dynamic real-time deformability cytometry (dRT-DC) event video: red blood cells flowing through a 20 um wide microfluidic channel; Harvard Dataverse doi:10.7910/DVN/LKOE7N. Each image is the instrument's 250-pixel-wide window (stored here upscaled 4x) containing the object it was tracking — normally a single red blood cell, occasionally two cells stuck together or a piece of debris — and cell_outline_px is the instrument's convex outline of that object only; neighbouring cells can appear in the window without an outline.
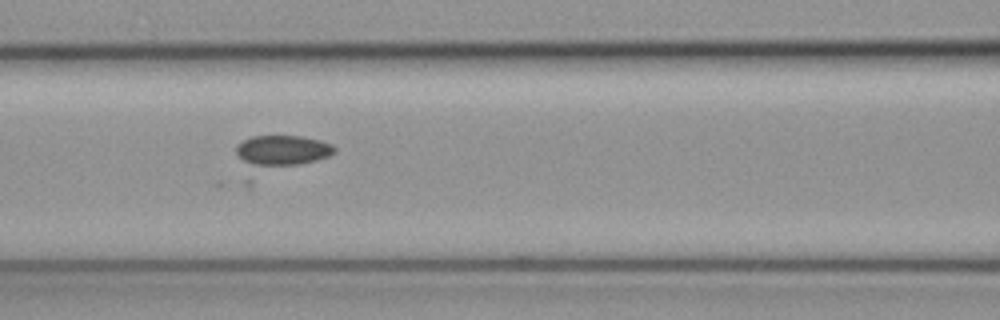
{"species": "common noctule bat (a hibernating species)", "species_latin": "Nyctalus noctula", "temperature_condition": "cold", "stored_images_in_passage": 38, "camera_frame_rate_fps": 3000, "um_per_image_px": 0.085, "animal": {"sex": "female", "body_mass_g": 19.3, "forearm_length_mm": 54.1}, "frame": {"image": 1, "passage_image": 11, "time_ms": 3.333, "image_size_px": [1000, 320], "cell_outline_px": [[336, 152], [328, 156], [248, 188], [244, 184], [236, 152], [236, 144], [252, 136], [300, 136], [320, 140], [332, 144], [336, 148]], "centroid_in_image_um": [23.6, 13.26], "position_along_channel_um": 143.0, "area_um2": 23.58}}
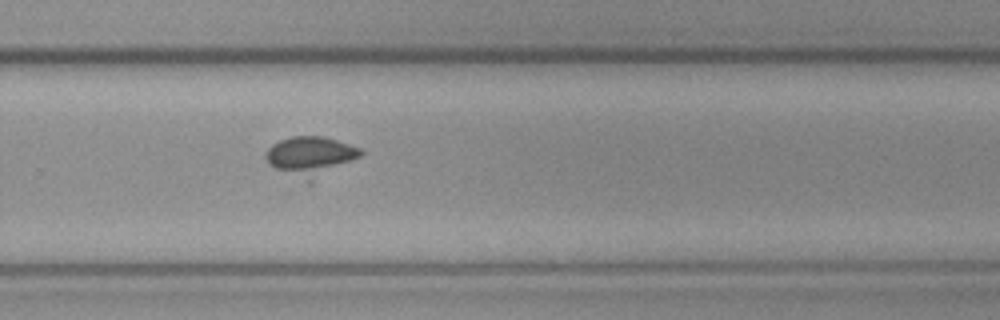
{"frame": {"image": 2, "passage_image": 24, "time_ms": 7.667, "image_size_px": [1000, 320], "cell_outline_px": [[364, 152], [360, 156], [308, 184], [268, 164], [264, 156], [264, 152], [272, 144], [280, 140], [292, 136], [324, 136], [360, 148]], "centroid_in_image_um": [26.35, 13.28], "position_along_channel_um": 303.4, "area_um2": 21.79}}
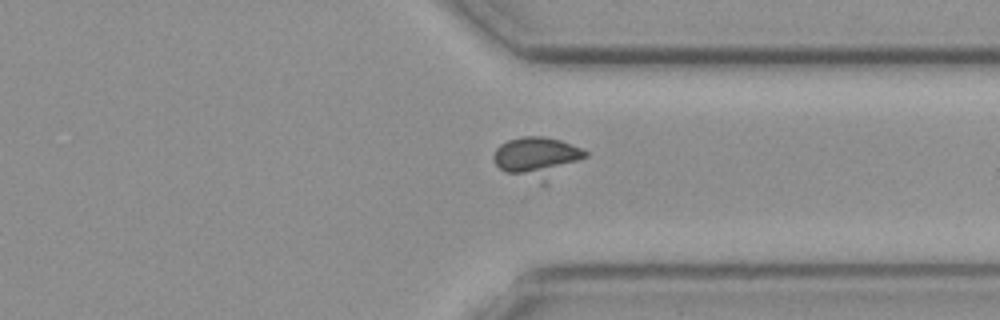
{"frame": {"image": 3, "passage_image": 29, "time_ms": 9.333, "image_size_px": [1000, 320], "cell_outline_px": [[588, 156], [544, 188], [504, 172], [496, 164], [496, 148], [500, 144], [508, 140], [524, 136], [544, 136], [560, 140], [580, 148], [588, 152]], "centroid_in_image_um": [45.73, 13.48], "position_along_channel_um": 365.7, "area_um2": 22.95}}